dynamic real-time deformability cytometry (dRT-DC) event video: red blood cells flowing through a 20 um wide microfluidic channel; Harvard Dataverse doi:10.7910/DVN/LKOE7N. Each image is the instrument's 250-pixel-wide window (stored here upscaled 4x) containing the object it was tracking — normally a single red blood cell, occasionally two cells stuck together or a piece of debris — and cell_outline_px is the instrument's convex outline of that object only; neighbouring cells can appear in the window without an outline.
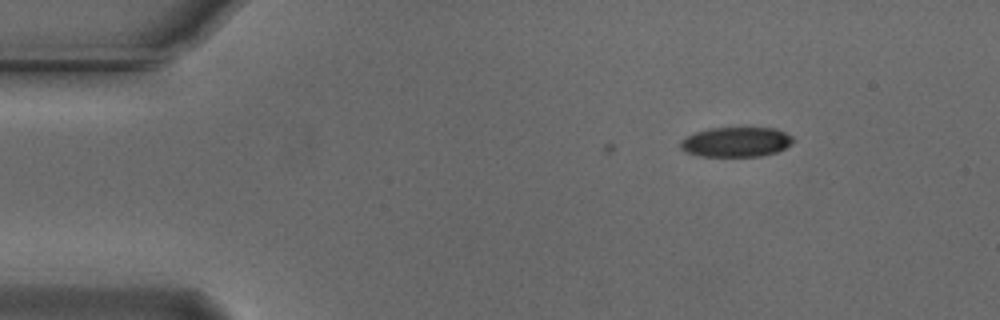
{"species": "Egyptian fruit bat (a non-hibernating species)", "species_latin": "Rousettus aegyptiacus", "temperature_condition": "cold", "stored_images_in_passage": 11, "camera_frame_rate_fps": 3000, "um_per_image_px": 0.085, "animal": {"sex": "male"}, "frame": {"image": 1, "passage_image": 11, "time_ms": 3.333, "image_size_px": [1000, 320], "cell_outline_px": [[796, 140], [784, 148], [776, 152], [760, 156], [700, 156], [684, 152], [680, 148], [680, 140], [696, 132], [708, 128], [776, 128], [792, 136]], "centroid_in_image_um": [62.55, 12.07], "position_along_channel_um": 22.4, "area_um2": 19.59}}